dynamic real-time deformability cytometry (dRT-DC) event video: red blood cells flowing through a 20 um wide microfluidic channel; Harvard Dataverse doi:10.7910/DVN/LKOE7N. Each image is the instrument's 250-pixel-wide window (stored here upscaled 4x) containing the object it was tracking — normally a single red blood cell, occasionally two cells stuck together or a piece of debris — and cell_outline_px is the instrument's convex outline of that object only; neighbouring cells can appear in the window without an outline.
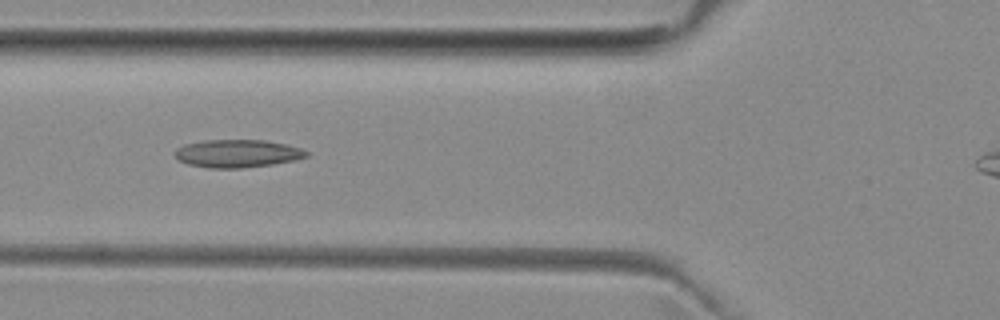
{"species": "common noctule bat (a hibernating species)", "species_latin": "Nyctalus noctula", "temperature_condition": "room temperature", "stored_images_in_passage": 7, "camera_frame_rate_fps": 3000, "um_per_image_px": 0.085, "animal": {"sex": "female", "body_mass_g": 29.2, "forearm_length_mm": 56.3}, "frame": {"image": 1, "passage_image": 5, "time_ms": 4.667, "image_size_px": [1000, 320], "cell_outline_px": [[308, 156], [296, 160], [272, 164], [244, 168], [208, 168], [188, 164], [180, 160], [172, 152], [176, 148], [184, 144], [204, 140], [264, 140], [284, 144], [300, 148], [308, 152]], "centroid_in_image_um": [20.15, 13.05], "position_along_channel_um": 105.7, "area_um2": 21.39}}
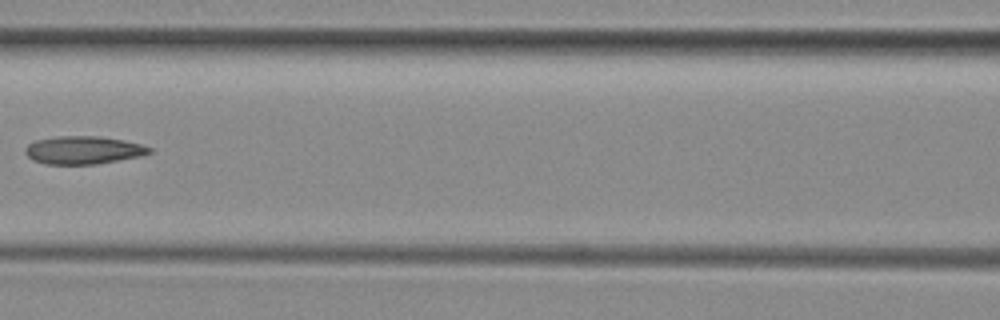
{"frame": {"image": 2, "passage_image": 6, "time_ms": 6.0, "image_size_px": [1000, 320], "cell_outline_px": [[152, 152], [144, 156], [96, 164], [44, 164], [32, 160], [24, 152], [24, 148], [28, 144], [36, 140], [56, 136], [96, 136], [120, 140], [140, 144], [152, 148]], "centroid_in_image_um": [7.07, 12.77], "position_along_channel_um": 159.5, "area_um2": 20.29}}
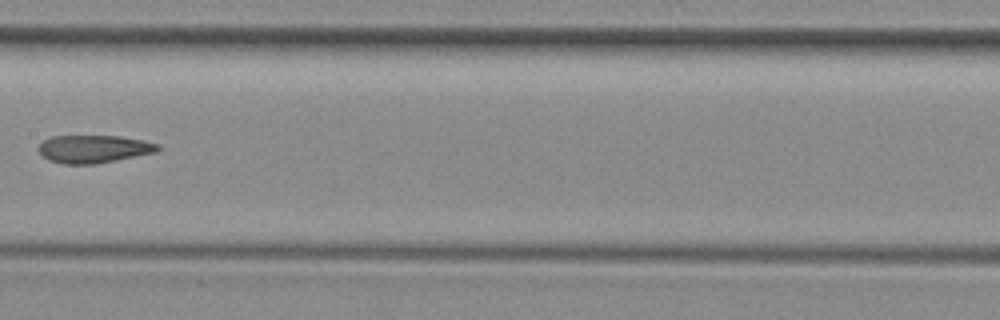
{"frame": {"image": 3, "passage_image": 7, "time_ms": 7.0, "image_size_px": [1000, 320], "cell_outline_px": [[160, 148], [156, 152], [96, 164], [64, 164], [48, 160], [36, 148], [44, 140], [52, 136], [120, 136], [144, 140], [160, 144]], "centroid_in_image_um": [7.97, 12.66], "position_along_channel_um": 199.4, "area_um2": 19.36}}